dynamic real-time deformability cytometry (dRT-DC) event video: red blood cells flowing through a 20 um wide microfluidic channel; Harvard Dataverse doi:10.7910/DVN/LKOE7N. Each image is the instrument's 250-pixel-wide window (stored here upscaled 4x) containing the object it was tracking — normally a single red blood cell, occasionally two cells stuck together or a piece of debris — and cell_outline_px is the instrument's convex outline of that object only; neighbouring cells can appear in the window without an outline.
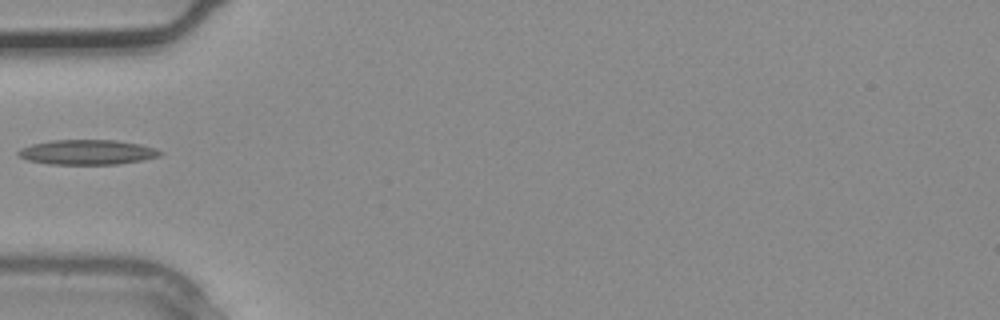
{"species": "common noctule bat (a hibernating species)", "species_latin": "Nyctalus noctula", "temperature_condition": "warm", "stored_images_in_passage": 3, "camera_frame_rate_fps": 3000, "um_per_image_px": 0.085, "animal": {"sex": "male", "body_mass_g": 20.4}, "frame": {"image": 1, "passage_image": 3, "time_ms": 0.667, "image_size_px": [1000, 320], "cell_outline_px": [[164, 152], [160, 156], [144, 160], [120, 164], [52, 164], [28, 160], [20, 156], [16, 152], [20, 148], [32, 144], [52, 140], [116, 140], [140, 144], [156, 148]], "centroid_in_image_um": [7.47, 12.93], "position_along_channel_um": 77.5, "area_um2": 20.63}}